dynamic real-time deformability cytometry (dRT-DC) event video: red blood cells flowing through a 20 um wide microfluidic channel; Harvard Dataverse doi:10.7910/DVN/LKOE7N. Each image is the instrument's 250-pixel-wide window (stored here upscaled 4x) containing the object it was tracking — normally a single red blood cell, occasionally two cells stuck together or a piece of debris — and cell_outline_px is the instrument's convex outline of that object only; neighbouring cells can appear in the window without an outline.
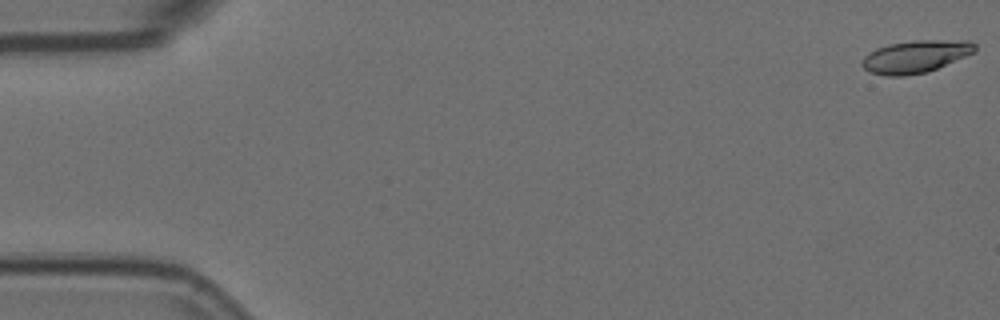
{"species": "Egyptian fruit bat (a non-hibernating species)", "species_latin": "Rousettus aegyptiacus", "temperature_condition": "room temperature", "stored_images_in_passage": 56, "camera_frame_rate_fps": 3000, "um_per_image_px": 0.085, "animal": {"sex": "female"}, "frame": {"image": 1, "passage_image": 1, "time_ms": 0.0, "image_size_px": [1000, 320], "cell_outline_px": [[976, 52], [936, 68], [924, 72], [904, 76], [884, 76], [868, 72], [860, 64], [864, 56], [876, 48], [888, 44], [912, 40], [968, 40], [976, 44]], "centroid_in_image_um": [77.8, 4.8], "position_along_channel_um": 7.2, "area_um2": 21.44}}
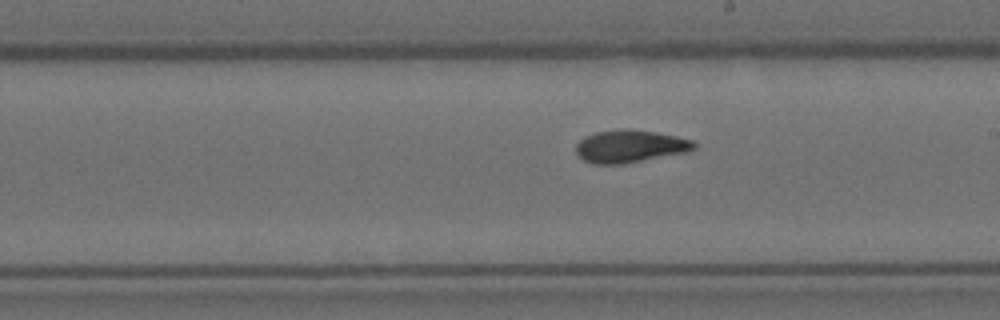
{"frame": {"image": 2, "passage_image": 32, "time_ms": 10.333, "image_size_px": [1000, 320], "cell_outline_px": [[696, 148], [688, 152], [624, 164], [592, 164], [584, 160], [576, 152], [576, 144], [584, 136], [596, 132], [620, 128], [628, 128], [676, 136], [692, 140], [696, 144]], "centroid_in_image_um": [53.54, 12.43], "position_along_channel_um": 235.5, "area_um2": 22.54}}
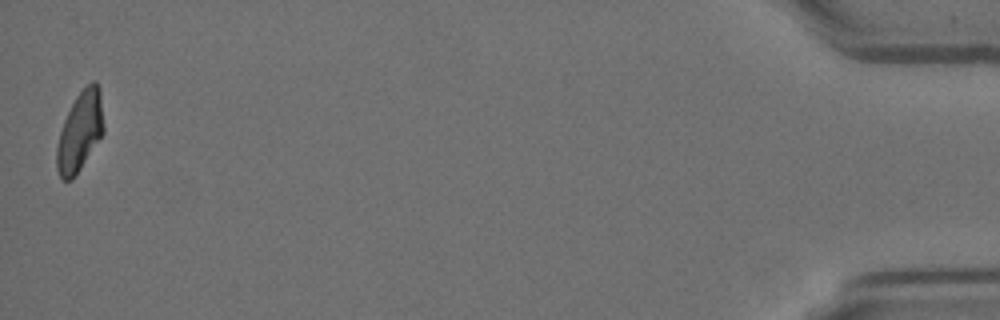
{"frame": {"image": 3, "passage_image": 56, "time_ms": 18.333, "image_size_px": [1000, 320], "cell_outline_px": [[104, 132], [72, 180], [60, 180], [56, 168], [56, 148], [60, 132], [64, 120], [76, 96], [92, 80], [96, 80], [100, 88], [104, 128]], "centroid_in_image_um": [6.79, 11.18], "position_along_channel_um": 428.4, "area_um2": 21.62}, "authors_computed_cell_mechanics": {"area_um2": 21.964, "velocity_mm_per_s": 3.6119, "shape_relaxation_time_tau1_ms": 5.034, "shape_relaxation_time_tau2_ms": 2.612, "deformation_change_tau1": 0.1978, "deformation_change_tau2": 0.095}}